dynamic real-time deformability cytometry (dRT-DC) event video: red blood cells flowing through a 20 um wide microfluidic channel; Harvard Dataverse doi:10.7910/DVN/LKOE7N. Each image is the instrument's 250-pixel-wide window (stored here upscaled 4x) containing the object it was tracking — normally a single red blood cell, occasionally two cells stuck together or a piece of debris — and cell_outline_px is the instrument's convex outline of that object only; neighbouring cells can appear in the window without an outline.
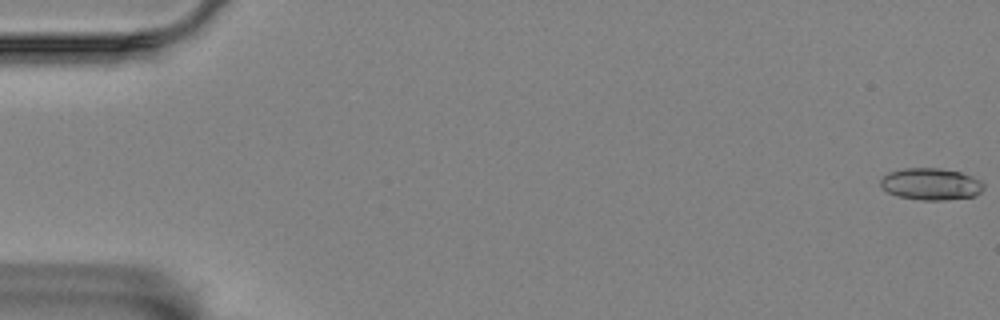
{"species": "Egyptian fruit bat (a non-hibernating species)", "species_latin": "Rousettus aegyptiacus", "temperature_condition": "room temperature", "stored_images_in_passage": 55, "camera_frame_rate_fps": 3000, "um_per_image_px": 0.085, "animal": {"sex": "female"}, "frame": {"image": 1, "passage_image": 1, "time_ms": 0.0, "image_size_px": [1000, 320], "cell_outline_px": [[984, 188], [976, 196], [944, 200], [920, 200], [896, 196], [888, 192], [880, 184], [880, 180], [888, 172], [904, 168], [940, 168], [960, 172], [972, 176], [980, 180], [984, 184]], "centroid_in_image_um": [79.14, 15.65], "position_along_channel_um": 5.9, "area_um2": 19.25}}
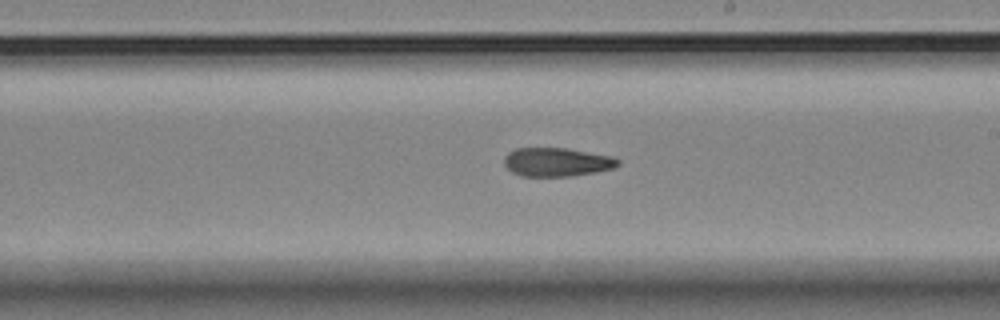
{"frame": {"image": 2, "passage_image": 34, "time_ms": 11.0, "image_size_px": [1000, 320], "cell_outline_px": [[620, 164], [612, 168], [596, 172], [572, 176], [520, 176], [512, 172], [504, 164], [504, 156], [508, 152], [516, 148], [564, 148], [612, 156], [620, 160]], "centroid_in_image_um": [47.31, 13.78], "position_along_channel_um": 241.7, "area_um2": 19.02}}
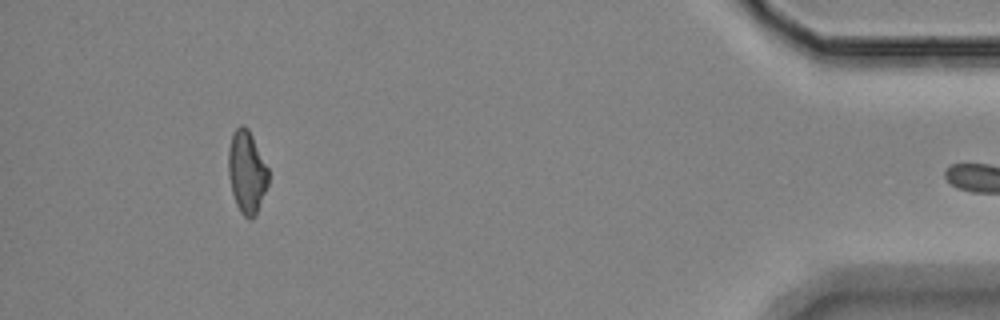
{"frame": {"image": 3, "passage_image": 54, "time_ms": 17.667, "image_size_px": [1000, 320], "cell_outline_px": [[268, 184], [256, 216], [252, 220], [248, 220], [240, 212], [236, 204], [232, 192], [228, 176], [228, 148], [232, 132], [240, 124], [244, 124], [248, 128], [268, 168]], "centroid_in_image_um": [20.96, 14.63], "position_along_channel_um": 414.2, "area_um2": 19.48}}